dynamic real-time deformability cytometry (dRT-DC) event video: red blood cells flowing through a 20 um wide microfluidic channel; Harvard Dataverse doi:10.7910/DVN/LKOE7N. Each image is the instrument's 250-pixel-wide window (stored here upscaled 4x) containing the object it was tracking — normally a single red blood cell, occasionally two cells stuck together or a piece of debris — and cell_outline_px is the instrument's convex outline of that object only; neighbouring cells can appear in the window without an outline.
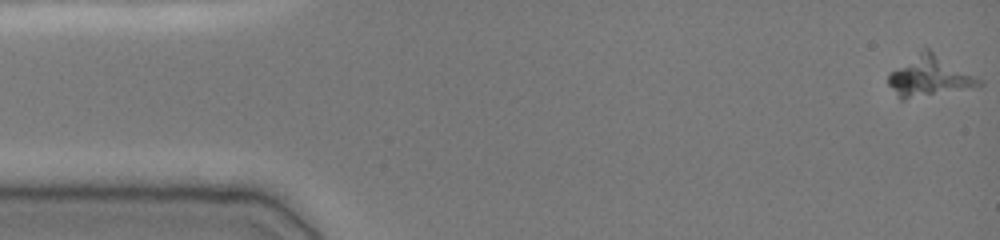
{"species": "common noctule bat (a hibernating species)", "species_latin": "Nyctalus noctula", "temperature_condition": "cold", "stored_images_in_passage": 49, "camera_frame_rate_fps": 3000, "um_per_image_px": 0.085, "animal": {"sex": "female", "body_mass_g": 19.0, "forearm_length_mm": 51.5}, "frame": {"image": 1, "passage_image": 1, "time_ms": 0.0, "image_size_px": [1000, 240], "cell_outline_px": [[984, 84], [904, 100], [900, 100], [888, 84], [888, 76], [892, 72], [924, 48], [928, 48], [984, 80]], "centroid_in_image_um": [79.02, 6.49], "position_along_channel_um": 6.0, "area_um2": 20.75}}
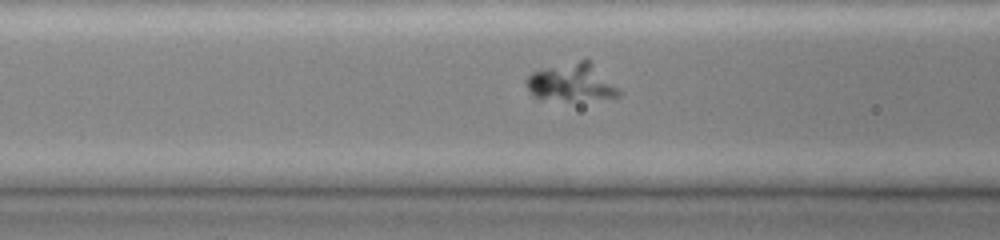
{"frame": {"image": 2, "passage_image": 19, "time_ms": 6.0, "image_size_px": [1000, 240], "cell_outline_px": [[620, 96], [568, 100], [540, 100], [532, 96], [524, 80], [532, 72], [544, 68], [588, 56], [620, 88]], "centroid_in_image_um": [48.59, 6.95], "position_along_channel_um": 118.0, "area_um2": 20.98}}
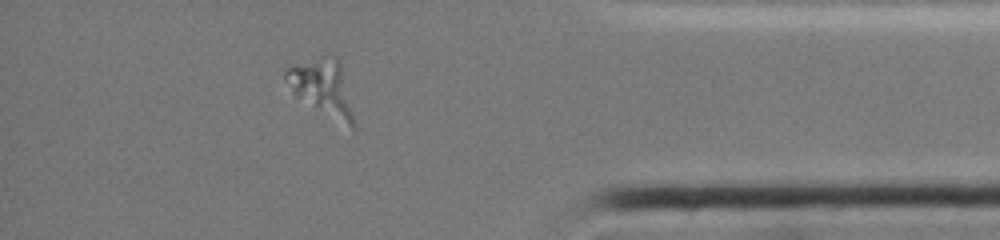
{"frame": {"image": 3, "passage_image": 43, "time_ms": 14.0, "image_size_px": [1000, 240], "cell_outline_px": [[356, 132], [296, 96], [292, 92], [284, 76], [284, 72], [288, 68], [320, 56], [336, 56], [340, 64], [356, 124]], "centroid_in_image_um": [27.43, 7.47], "position_along_channel_um": 407.8, "area_um2": 21.56}}